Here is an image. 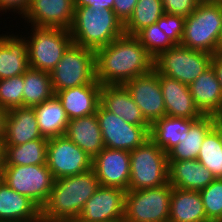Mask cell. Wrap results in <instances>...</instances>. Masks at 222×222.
I'll list each match as a JSON object with an SVG mask.
<instances>
[{
    "label": "cell",
    "mask_w": 222,
    "mask_h": 222,
    "mask_svg": "<svg viewBox=\"0 0 222 222\" xmlns=\"http://www.w3.org/2000/svg\"><path fill=\"white\" fill-rule=\"evenodd\" d=\"M96 80L101 85H124L154 70V57L135 36L124 34L95 51Z\"/></svg>",
    "instance_id": "cell-1"
},
{
    "label": "cell",
    "mask_w": 222,
    "mask_h": 222,
    "mask_svg": "<svg viewBox=\"0 0 222 222\" xmlns=\"http://www.w3.org/2000/svg\"><path fill=\"white\" fill-rule=\"evenodd\" d=\"M100 187L94 170L54 180L48 199L40 209L41 222H75L84 204Z\"/></svg>",
    "instance_id": "cell-2"
},
{
    "label": "cell",
    "mask_w": 222,
    "mask_h": 222,
    "mask_svg": "<svg viewBox=\"0 0 222 222\" xmlns=\"http://www.w3.org/2000/svg\"><path fill=\"white\" fill-rule=\"evenodd\" d=\"M74 44L96 51L123 36L124 24L110 9L75 7L69 28Z\"/></svg>",
    "instance_id": "cell-3"
},
{
    "label": "cell",
    "mask_w": 222,
    "mask_h": 222,
    "mask_svg": "<svg viewBox=\"0 0 222 222\" xmlns=\"http://www.w3.org/2000/svg\"><path fill=\"white\" fill-rule=\"evenodd\" d=\"M221 30L222 3H199L185 18L180 45L214 55L217 53Z\"/></svg>",
    "instance_id": "cell-4"
},
{
    "label": "cell",
    "mask_w": 222,
    "mask_h": 222,
    "mask_svg": "<svg viewBox=\"0 0 222 222\" xmlns=\"http://www.w3.org/2000/svg\"><path fill=\"white\" fill-rule=\"evenodd\" d=\"M168 155L151 139L130 151L128 190H142L168 183Z\"/></svg>",
    "instance_id": "cell-5"
},
{
    "label": "cell",
    "mask_w": 222,
    "mask_h": 222,
    "mask_svg": "<svg viewBox=\"0 0 222 222\" xmlns=\"http://www.w3.org/2000/svg\"><path fill=\"white\" fill-rule=\"evenodd\" d=\"M31 26L25 39L28 43L29 67L50 73L73 43L67 29Z\"/></svg>",
    "instance_id": "cell-6"
},
{
    "label": "cell",
    "mask_w": 222,
    "mask_h": 222,
    "mask_svg": "<svg viewBox=\"0 0 222 222\" xmlns=\"http://www.w3.org/2000/svg\"><path fill=\"white\" fill-rule=\"evenodd\" d=\"M212 54L175 45L154 58V70L190 85L211 66Z\"/></svg>",
    "instance_id": "cell-7"
},
{
    "label": "cell",
    "mask_w": 222,
    "mask_h": 222,
    "mask_svg": "<svg viewBox=\"0 0 222 222\" xmlns=\"http://www.w3.org/2000/svg\"><path fill=\"white\" fill-rule=\"evenodd\" d=\"M95 51L72 43L49 73L54 93L96 81Z\"/></svg>",
    "instance_id": "cell-8"
},
{
    "label": "cell",
    "mask_w": 222,
    "mask_h": 222,
    "mask_svg": "<svg viewBox=\"0 0 222 222\" xmlns=\"http://www.w3.org/2000/svg\"><path fill=\"white\" fill-rule=\"evenodd\" d=\"M172 186L128 190L123 222H168Z\"/></svg>",
    "instance_id": "cell-9"
},
{
    "label": "cell",
    "mask_w": 222,
    "mask_h": 222,
    "mask_svg": "<svg viewBox=\"0 0 222 222\" xmlns=\"http://www.w3.org/2000/svg\"><path fill=\"white\" fill-rule=\"evenodd\" d=\"M0 179L11 189L27 196L40 209L48 199L55 180L47 164L4 166Z\"/></svg>",
    "instance_id": "cell-10"
},
{
    "label": "cell",
    "mask_w": 222,
    "mask_h": 222,
    "mask_svg": "<svg viewBox=\"0 0 222 222\" xmlns=\"http://www.w3.org/2000/svg\"><path fill=\"white\" fill-rule=\"evenodd\" d=\"M96 117L105 147L125 151L135 150L150 139L151 126H137L106 110L99 104Z\"/></svg>",
    "instance_id": "cell-11"
},
{
    "label": "cell",
    "mask_w": 222,
    "mask_h": 222,
    "mask_svg": "<svg viewBox=\"0 0 222 222\" xmlns=\"http://www.w3.org/2000/svg\"><path fill=\"white\" fill-rule=\"evenodd\" d=\"M46 164L54 179H58L90 170L92 158L63 135L48 139Z\"/></svg>",
    "instance_id": "cell-12"
},
{
    "label": "cell",
    "mask_w": 222,
    "mask_h": 222,
    "mask_svg": "<svg viewBox=\"0 0 222 222\" xmlns=\"http://www.w3.org/2000/svg\"><path fill=\"white\" fill-rule=\"evenodd\" d=\"M126 192L120 188L100 186L84 204L75 222L123 221Z\"/></svg>",
    "instance_id": "cell-13"
},
{
    "label": "cell",
    "mask_w": 222,
    "mask_h": 222,
    "mask_svg": "<svg viewBox=\"0 0 222 222\" xmlns=\"http://www.w3.org/2000/svg\"><path fill=\"white\" fill-rule=\"evenodd\" d=\"M124 86L150 124L166 116L159 74L155 70L131 79Z\"/></svg>",
    "instance_id": "cell-14"
},
{
    "label": "cell",
    "mask_w": 222,
    "mask_h": 222,
    "mask_svg": "<svg viewBox=\"0 0 222 222\" xmlns=\"http://www.w3.org/2000/svg\"><path fill=\"white\" fill-rule=\"evenodd\" d=\"M92 169L100 186L128 191L130 182V152L105 147L92 159Z\"/></svg>",
    "instance_id": "cell-15"
},
{
    "label": "cell",
    "mask_w": 222,
    "mask_h": 222,
    "mask_svg": "<svg viewBox=\"0 0 222 222\" xmlns=\"http://www.w3.org/2000/svg\"><path fill=\"white\" fill-rule=\"evenodd\" d=\"M75 9V0H31L22 19L37 27L69 30ZM27 20V21H26Z\"/></svg>",
    "instance_id": "cell-16"
},
{
    "label": "cell",
    "mask_w": 222,
    "mask_h": 222,
    "mask_svg": "<svg viewBox=\"0 0 222 222\" xmlns=\"http://www.w3.org/2000/svg\"><path fill=\"white\" fill-rule=\"evenodd\" d=\"M159 82L166 116L186 119H199L203 116L195 105L188 85L161 74H159Z\"/></svg>",
    "instance_id": "cell-17"
},
{
    "label": "cell",
    "mask_w": 222,
    "mask_h": 222,
    "mask_svg": "<svg viewBox=\"0 0 222 222\" xmlns=\"http://www.w3.org/2000/svg\"><path fill=\"white\" fill-rule=\"evenodd\" d=\"M102 85L96 80L92 84L80 85L57 91L68 119L84 117L96 113L100 104Z\"/></svg>",
    "instance_id": "cell-18"
},
{
    "label": "cell",
    "mask_w": 222,
    "mask_h": 222,
    "mask_svg": "<svg viewBox=\"0 0 222 222\" xmlns=\"http://www.w3.org/2000/svg\"><path fill=\"white\" fill-rule=\"evenodd\" d=\"M8 34H0V80L23 75L29 68L27 34Z\"/></svg>",
    "instance_id": "cell-19"
},
{
    "label": "cell",
    "mask_w": 222,
    "mask_h": 222,
    "mask_svg": "<svg viewBox=\"0 0 222 222\" xmlns=\"http://www.w3.org/2000/svg\"><path fill=\"white\" fill-rule=\"evenodd\" d=\"M100 104L129 124L151 126L124 85H102Z\"/></svg>",
    "instance_id": "cell-20"
},
{
    "label": "cell",
    "mask_w": 222,
    "mask_h": 222,
    "mask_svg": "<svg viewBox=\"0 0 222 222\" xmlns=\"http://www.w3.org/2000/svg\"><path fill=\"white\" fill-rule=\"evenodd\" d=\"M0 222H41L40 208L0 179Z\"/></svg>",
    "instance_id": "cell-21"
},
{
    "label": "cell",
    "mask_w": 222,
    "mask_h": 222,
    "mask_svg": "<svg viewBox=\"0 0 222 222\" xmlns=\"http://www.w3.org/2000/svg\"><path fill=\"white\" fill-rule=\"evenodd\" d=\"M168 183L173 188L200 191L214 179L210 170L198 160L168 161Z\"/></svg>",
    "instance_id": "cell-22"
},
{
    "label": "cell",
    "mask_w": 222,
    "mask_h": 222,
    "mask_svg": "<svg viewBox=\"0 0 222 222\" xmlns=\"http://www.w3.org/2000/svg\"><path fill=\"white\" fill-rule=\"evenodd\" d=\"M35 139H47L42 136L33 107H17L8 110L6 121L5 146H15Z\"/></svg>",
    "instance_id": "cell-23"
},
{
    "label": "cell",
    "mask_w": 222,
    "mask_h": 222,
    "mask_svg": "<svg viewBox=\"0 0 222 222\" xmlns=\"http://www.w3.org/2000/svg\"><path fill=\"white\" fill-rule=\"evenodd\" d=\"M189 90L203 115L222 114V89L212 66L189 85Z\"/></svg>",
    "instance_id": "cell-24"
},
{
    "label": "cell",
    "mask_w": 222,
    "mask_h": 222,
    "mask_svg": "<svg viewBox=\"0 0 222 222\" xmlns=\"http://www.w3.org/2000/svg\"><path fill=\"white\" fill-rule=\"evenodd\" d=\"M65 136L84 150L92 159L105 148L96 113L70 119Z\"/></svg>",
    "instance_id": "cell-25"
},
{
    "label": "cell",
    "mask_w": 222,
    "mask_h": 222,
    "mask_svg": "<svg viewBox=\"0 0 222 222\" xmlns=\"http://www.w3.org/2000/svg\"><path fill=\"white\" fill-rule=\"evenodd\" d=\"M200 192L172 188L168 222H208Z\"/></svg>",
    "instance_id": "cell-26"
},
{
    "label": "cell",
    "mask_w": 222,
    "mask_h": 222,
    "mask_svg": "<svg viewBox=\"0 0 222 222\" xmlns=\"http://www.w3.org/2000/svg\"><path fill=\"white\" fill-rule=\"evenodd\" d=\"M212 128L213 116L203 115L196 119L188 132L181 134L180 143L167 153L168 161L197 160L203 140Z\"/></svg>",
    "instance_id": "cell-27"
},
{
    "label": "cell",
    "mask_w": 222,
    "mask_h": 222,
    "mask_svg": "<svg viewBox=\"0 0 222 222\" xmlns=\"http://www.w3.org/2000/svg\"><path fill=\"white\" fill-rule=\"evenodd\" d=\"M40 133L50 139L65 135L69 119L59 98H51L33 107Z\"/></svg>",
    "instance_id": "cell-28"
},
{
    "label": "cell",
    "mask_w": 222,
    "mask_h": 222,
    "mask_svg": "<svg viewBox=\"0 0 222 222\" xmlns=\"http://www.w3.org/2000/svg\"><path fill=\"white\" fill-rule=\"evenodd\" d=\"M196 119L164 116L151 124L150 139L162 150L168 153L182 138V133L188 132L190 125Z\"/></svg>",
    "instance_id": "cell-29"
},
{
    "label": "cell",
    "mask_w": 222,
    "mask_h": 222,
    "mask_svg": "<svg viewBox=\"0 0 222 222\" xmlns=\"http://www.w3.org/2000/svg\"><path fill=\"white\" fill-rule=\"evenodd\" d=\"M48 139H35L15 146H5L4 166L46 164Z\"/></svg>",
    "instance_id": "cell-30"
},
{
    "label": "cell",
    "mask_w": 222,
    "mask_h": 222,
    "mask_svg": "<svg viewBox=\"0 0 222 222\" xmlns=\"http://www.w3.org/2000/svg\"><path fill=\"white\" fill-rule=\"evenodd\" d=\"M23 80V107H34L55 94L48 72L29 67L23 74Z\"/></svg>",
    "instance_id": "cell-31"
},
{
    "label": "cell",
    "mask_w": 222,
    "mask_h": 222,
    "mask_svg": "<svg viewBox=\"0 0 222 222\" xmlns=\"http://www.w3.org/2000/svg\"><path fill=\"white\" fill-rule=\"evenodd\" d=\"M164 13L162 0H138L132 15L124 23L125 34L135 36L143 28L155 24Z\"/></svg>",
    "instance_id": "cell-32"
},
{
    "label": "cell",
    "mask_w": 222,
    "mask_h": 222,
    "mask_svg": "<svg viewBox=\"0 0 222 222\" xmlns=\"http://www.w3.org/2000/svg\"><path fill=\"white\" fill-rule=\"evenodd\" d=\"M197 160L210 170L215 178H222V144L213 128L205 136Z\"/></svg>",
    "instance_id": "cell-33"
},
{
    "label": "cell",
    "mask_w": 222,
    "mask_h": 222,
    "mask_svg": "<svg viewBox=\"0 0 222 222\" xmlns=\"http://www.w3.org/2000/svg\"><path fill=\"white\" fill-rule=\"evenodd\" d=\"M135 37L140 44L155 58L159 53L175 46L169 37L158 27L152 24L140 30Z\"/></svg>",
    "instance_id": "cell-34"
},
{
    "label": "cell",
    "mask_w": 222,
    "mask_h": 222,
    "mask_svg": "<svg viewBox=\"0 0 222 222\" xmlns=\"http://www.w3.org/2000/svg\"><path fill=\"white\" fill-rule=\"evenodd\" d=\"M199 192L207 219L220 222L222 220V178H215Z\"/></svg>",
    "instance_id": "cell-35"
},
{
    "label": "cell",
    "mask_w": 222,
    "mask_h": 222,
    "mask_svg": "<svg viewBox=\"0 0 222 222\" xmlns=\"http://www.w3.org/2000/svg\"><path fill=\"white\" fill-rule=\"evenodd\" d=\"M23 75L0 80V107L11 110L23 107Z\"/></svg>",
    "instance_id": "cell-36"
},
{
    "label": "cell",
    "mask_w": 222,
    "mask_h": 222,
    "mask_svg": "<svg viewBox=\"0 0 222 222\" xmlns=\"http://www.w3.org/2000/svg\"><path fill=\"white\" fill-rule=\"evenodd\" d=\"M185 17L164 13L156 22L158 27L175 44L180 45L184 34Z\"/></svg>",
    "instance_id": "cell-37"
},
{
    "label": "cell",
    "mask_w": 222,
    "mask_h": 222,
    "mask_svg": "<svg viewBox=\"0 0 222 222\" xmlns=\"http://www.w3.org/2000/svg\"><path fill=\"white\" fill-rule=\"evenodd\" d=\"M164 12L188 17L199 5L198 0H162Z\"/></svg>",
    "instance_id": "cell-38"
},
{
    "label": "cell",
    "mask_w": 222,
    "mask_h": 222,
    "mask_svg": "<svg viewBox=\"0 0 222 222\" xmlns=\"http://www.w3.org/2000/svg\"><path fill=\"white\" fill-rule=\"evenodd\" d=\"M31 0H0V13L14 12L21 18L27 12Z\"/></svg>",
    "instance_id": "cell-39"
},
{
    "label": "cell",
    "mask_w": 222,
    "mask_h": 222,
    "mask_svg": "<svg viewBox=\"0 0 222 222\" xmlns=\"http://www.w3.org/2000/svg\"><path fill=\"white\" fill-rule=\"evenodd\" d=\"M138 0H114L113 11L123 24L130 18Z\"/></svg>",
    "instance_id": "cell-40"
},
{
    "label": "cell",
    "mask_w": 222,
    "mask_h": 222,
    "mask_svg": "<svg viewBox=\"0 0 222 222\" xmlns=\"http://www.w3.org/2000/svg\"><path fill=\"white\" fill-rule=\"evenodd\" d=\"M114 0H75V7H92L93 9L113 10Z\"/></svg>",
    "instance_id": "cell-41"
},
{
    "label": "cell",
    "mask_w": 222,
    "mask_h": 222,
    "mask_svg": "<svg viewBox=\"0 0 222 222\" xmlns=\"http://www.w3.org/2000/svg\"><path fill=\"white\" fill-rule=\"evenodd\" d=\"M211 66L215 70L217 79L222 89V54L216 53L212 56Z\"/></svg>",
    "instance_id": "cell-42"
},
{
    "label": "cell",
    "mask_w": 222,
    "mask_h": 222,
    "mask_svg": "<svg viewBox=\"0 0 222 222\" xmlns=\"http://www.w3.org/2000/svg\"><path fill=\"white\" fill-rule=\"evenodd\" d=\"M7 116L8 110L0 107V139L5 137Z\"/></svg>",
    "instance_id": "cell-43"
},
{
    "label": "cell",
    "mask_w": 222,
    "mask_h": 222,
    "mask_svg": "<svg viewBox=\"0 0 222 222\" xmlns=\"http://www.w3.org/2000/svg\"><path fill=\"white\" fill-rule=\"evenodd\" d=\"M213 129L218 133L222 144V114L213 116Z\"/></svg>",
    "instance_id": "cell-44"
},
{
    "label": "cell",
    "mask_w": 222,
    "mask_h": 222,
    "mask_svg": "<svg viewBox=\"0 0 222 222\" xmlns=\"http://www.w3.org/2000/svg\"><path fill=\"white\" fill-rule=\"evenodd\" d=\"M5 163V143L4 139H0V175Z\"/></svg>",
    "instance_id": "cell-45"
},
{
    "label": "cell",
    "mask_w": 222,
    "mask_h": 222,
    "mask_svg": "<svg viewBox=\"0 0 222 222\" xmlns=\"http://www.w3.org/2000/svg\"><path fill=\"white\" fill-rule=\"evenodd\" d=\"M217 53L222 54V30L217 44Z\"/></svg>",
    "instance_id": "cell-46"
},
{
    "label": "cell",
    "mask_w": 222,
    "mask_h": 222,
    "mask_svg": "<svg viewBox=\"0 0 222 222\" xmlns=\"http://www.w3.org/2000/svg\"><path fill=\"white\" fill-rule=\"evenodd\" d=\"M200 3H222V0H198Z\"/></svg>",
    "instance_id": "cell-47"
}]
</instances>
